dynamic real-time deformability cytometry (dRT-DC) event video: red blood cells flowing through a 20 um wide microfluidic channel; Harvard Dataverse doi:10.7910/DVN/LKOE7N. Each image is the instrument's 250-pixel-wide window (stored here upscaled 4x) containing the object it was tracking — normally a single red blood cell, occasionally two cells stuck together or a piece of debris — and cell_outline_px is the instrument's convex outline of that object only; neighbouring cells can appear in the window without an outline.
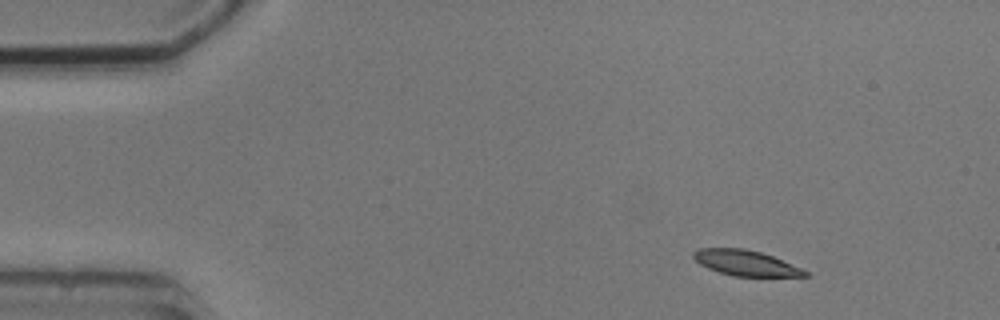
{"species": "common noctule bat (a hibernating species)", "species_latin": "Nyctalus noctula", "temperature_condition": "cold", "stored_images_in_passage": 5, "camera_frame_rate_fps": 3000, "um_per_image_px": 0.085, "animal": {"sex": "male", "body_mass_g": 20.5, "forearm_length_mm": 52.5}, "frame": {"image": 1, "passage_image": 1, "time_ms": 0.0, "image_size_px": [1000, 320], "cell_outline_px": [[812, 276], [732, 276], [708, 268], [700, 264], [692, 256], [692, 252], [700, 248], [744, 248], [760, 252], [772, 256], [800, 268], [808, 272]], "centroid_in_image_um": [63.36, 22.35], "position_along_channel_um": 21.6, "area_um2": 16.36}}
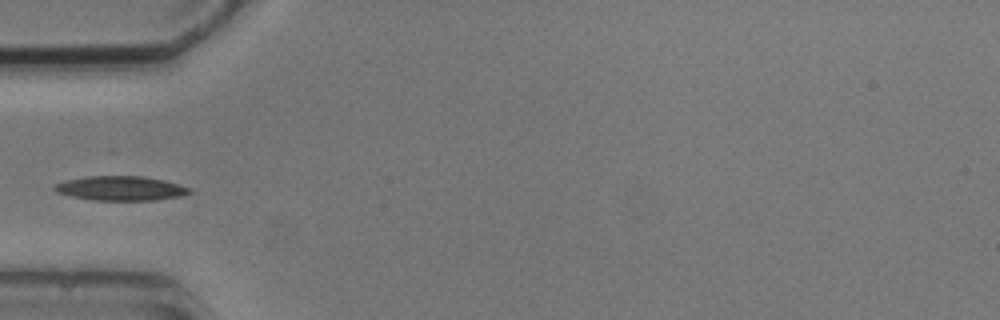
{"frame": {"image": 2, "passage_image": 4, "time_ms": 3.667, "image_size_px": [1000, 320], "cell_outline_px": [[192, 192], [180, 196], [152, 200], [92, 200], [72, 196], [56, 192], [52, 188], [56, 184], [64, 180], [84, 176], [140, 176], [164, 180], [180, 184], [192, 188]], "centroid_in_image_um": [10.25, 16.0], "position_along_channel_um": 74.7, "area_um2": 19.25}}